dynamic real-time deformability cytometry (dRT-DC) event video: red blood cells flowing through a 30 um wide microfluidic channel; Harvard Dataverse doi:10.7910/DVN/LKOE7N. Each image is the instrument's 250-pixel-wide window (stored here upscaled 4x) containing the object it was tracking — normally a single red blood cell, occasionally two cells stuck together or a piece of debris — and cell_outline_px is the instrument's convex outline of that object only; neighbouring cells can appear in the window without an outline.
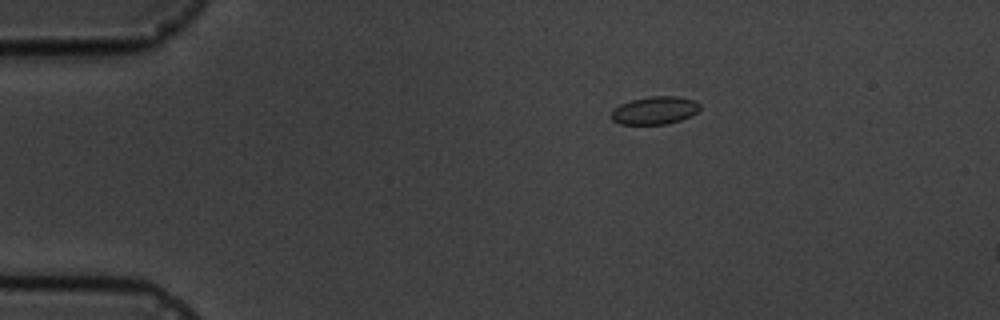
{"species": "common noctule bat (a hibernating species)", "species_latin": "Nyctalus noctula", "temperature_condition": "cold", "stored_images_in_passage": 4, "camera_frame_rate_fps": 3000, "um_per_image_px": 0.085, "animal": {"sex": "male", "body_mass_g": 19.5, "forearm_length_mm": 54.6}, "frame": {"image": 1, "passage_image": 1, "time_ms": 0.0, "image_size_px": [1000, 320], "cell_outline_px": [[700, 108], [696, 112], [680, 120], [668, 124], [620, 124], [612, 120], [608, 116], [612, 108], [620, 104], [632, 100], [648, 96], [676, 96], [696, 100], [700, 104]], "centroid_in_image_um": [55.6, 9.38], "position_along_channel_um": 29.4, "area_um2": 14.57}}